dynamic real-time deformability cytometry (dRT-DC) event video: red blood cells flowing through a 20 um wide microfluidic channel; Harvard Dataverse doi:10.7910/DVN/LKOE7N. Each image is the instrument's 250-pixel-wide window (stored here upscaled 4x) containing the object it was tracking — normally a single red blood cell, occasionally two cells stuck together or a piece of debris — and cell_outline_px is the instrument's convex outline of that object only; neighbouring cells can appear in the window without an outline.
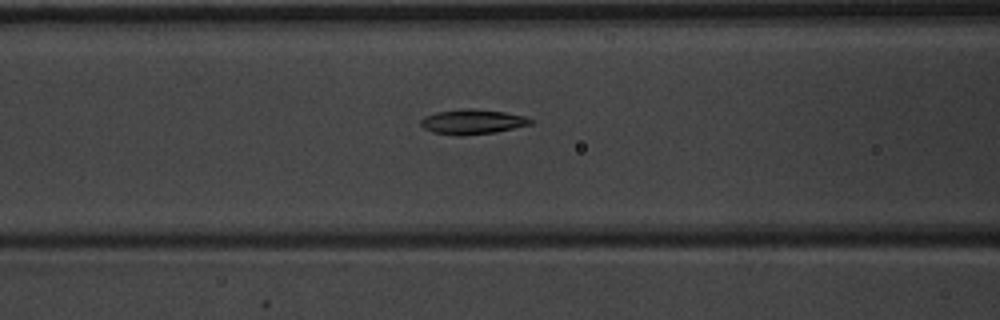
{"species": "common noctule bat (a hibernating species)", "species_latin": "Nyctalus noctula", "temperature_condition": "warm", "stored_images_in_passage": 28, "camera_frame_rate_fps": 3000, "um_per_image_px": 0.085, "animal": {"sex": "male", "body_mass_g": 20.1, "forearm_length_mm": 53.5}, "frame": {"image": 1, "passage_image": 8, "time_ms": 2.333, "image_size_px": [1000, 320], "cell_outline_px": [[532, 124], [496, 132], [460, 136], [432, 132], [424, 128], [420, 124], [420, 120], [424, 116], [436, 112], [468, 108], [504, 112], [524, 116], [532, 120]], "centroid_in_image_um": [40.13, 10.35], "position_along_channel_um": 126.5, "area_um2": 15.78}}
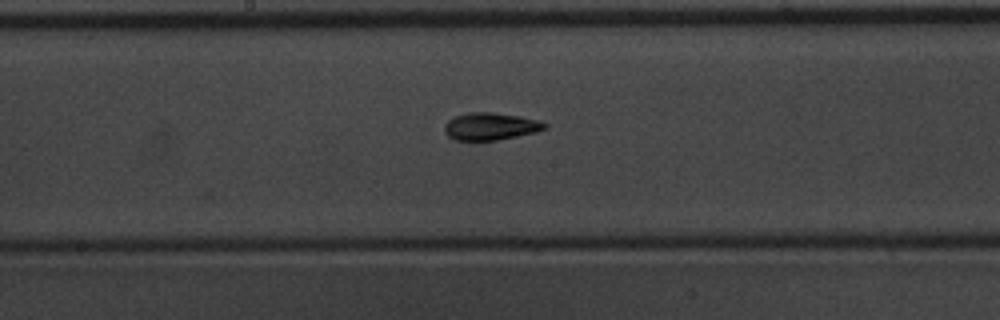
{"frame": {"image": 2, "passage_image": 14, "time_ms": 4.333, "image_size_px": [1000, 320], "cell_outline_px": [[548, 128], [536, 132], [496, 140], [456, 140], [448, 136], [444, 132], [444, 124], [448, 120], [456, 116], [468, 112], [492, 112], [520, 116], [536, 120], [548, 124]], "centroid_in_image_um": [41.68, 10.74], "position_along_channel_um": 206.5, "area_um2": 15.95}}
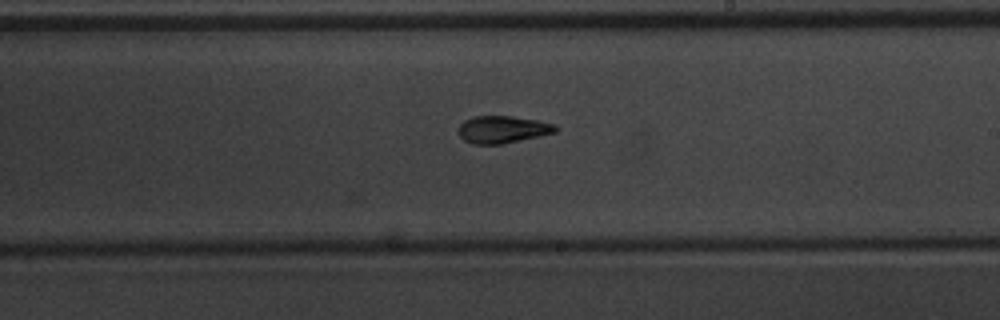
{"frame": {"image": 3, "passage_image": 17, "time_ms": 5.333, "image_size_px": [1000, 320], "cell_outline_px": [[560, 128], [556, 132], [540, 136], [500, 144], [472, 144], [464, 140], [460, 136], [456, 128], [464, 120], [472, 116], [512, 116], [536, 120], [556, 124]], "centroid_in_image_um": [42.71, 11.0], "position_along_channel_um": 246.3, "area_um2": 15.61}}